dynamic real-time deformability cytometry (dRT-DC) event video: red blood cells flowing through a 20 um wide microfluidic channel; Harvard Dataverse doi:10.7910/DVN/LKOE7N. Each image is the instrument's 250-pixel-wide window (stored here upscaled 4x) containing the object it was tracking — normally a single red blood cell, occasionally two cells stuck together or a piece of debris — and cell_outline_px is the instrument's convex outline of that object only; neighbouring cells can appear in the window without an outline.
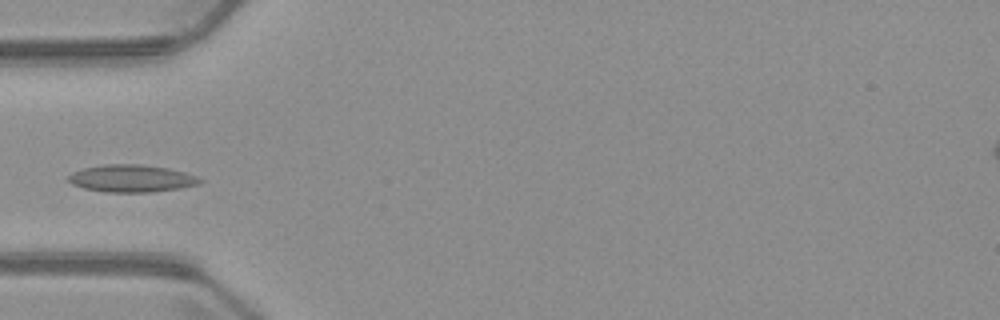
{"species": "common noctule bat (a hibernating species)", "species_latin": "Nyctalus noctula", "temperature_condition": "warm", "stored_images_in_passage": 4, "camera_frame_rate_fps": 3000, "um_per_image_px": 0.085, "animal": {"sex": "male", "body_mass_g": 23.1, "forearm_length_mm": 52.7}, "frame": {"image": 1, "passage_image": 3, "time_ms": 2.333, "image_size_px": [1000, 320], "cell_outline_px": [[204, 180], [200, 184], [180, 188], [152, 192], [104, 192], [84, 188], [72, 184], [68, 180], [68, 176], [72, 172], [84, 168], [104, 164], [140, 164], [168, 168], [184, 172], [196, 176]], "centroid_in_image_um": [11.19, 15.17], "position_along_channel_um": 73.8, "area_um2": 20.98}}
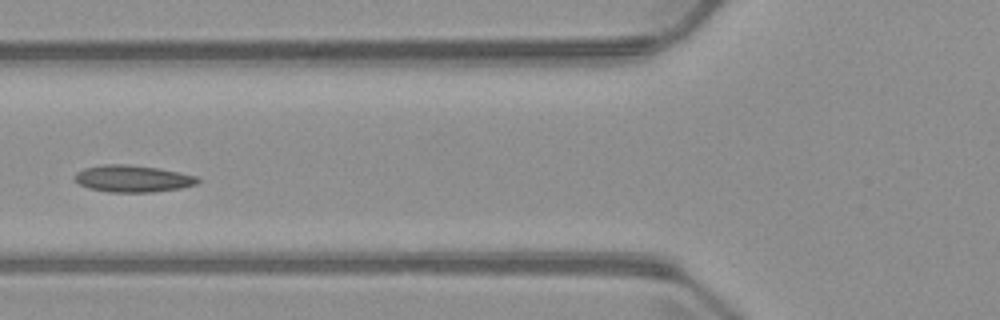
{"frame": {"image": 2, "passage_image": 4, "time_ms": 3.333, "image_size_px": [1000, 320], "cell_outline_px": [[200, 180], [196, 184], [180, 188], [152, 192], [108, 192], [88, 188], [72, 180], [72, 176], [76, 172], [84, 168], [104, 164], [128, 164], [160, 168], [200, 176]], "centroid_in_image_um": [11.26, 15.17], "position_along_channel_um": 114.5, "area_um2": 19.59}}